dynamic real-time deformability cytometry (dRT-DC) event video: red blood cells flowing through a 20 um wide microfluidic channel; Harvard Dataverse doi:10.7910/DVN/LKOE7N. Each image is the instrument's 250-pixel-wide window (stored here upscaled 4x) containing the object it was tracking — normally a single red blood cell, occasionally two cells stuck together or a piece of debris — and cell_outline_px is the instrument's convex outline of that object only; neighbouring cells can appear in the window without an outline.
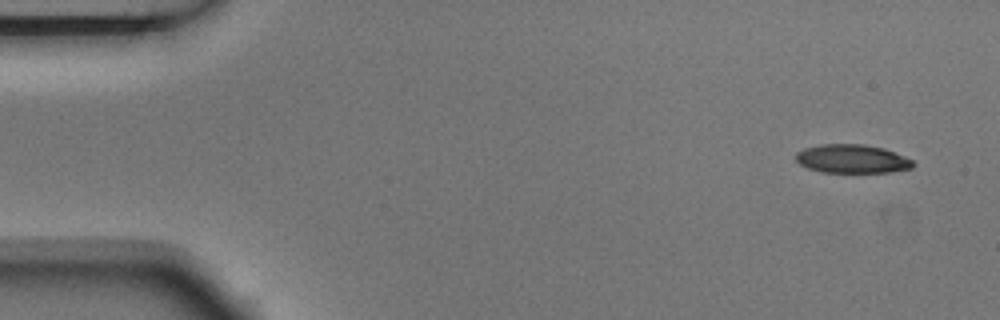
{"species": "Egyptian fruit bat (a non-hibernating species)", "species_latin": "Rousettus aegyptiacus", "temperature_condition": "room temperature", "stored_images_in_passage": 7, "camera_frame_rate_fps": 3000, "um_per_image_px": 0.085, "animal": {"sex": "male"}, "frame": {"image": 1, "passage_image": 1, "time_ms": 0.0, "image_size_px": [1000, 320], "cell_outline_px": [[916, 164], [912, 168], [888, 172], [820, 172], [808, 168], [800, 164], [796, 160], [796, 152], [804, 148], [820, 144], [864, 144], [884, 148], [904, 156], [912, 160]], "centroid_in_image_um": [72.42, 13.49], "position_along_channel_um": 12.6, "area_um2": 19.59}}
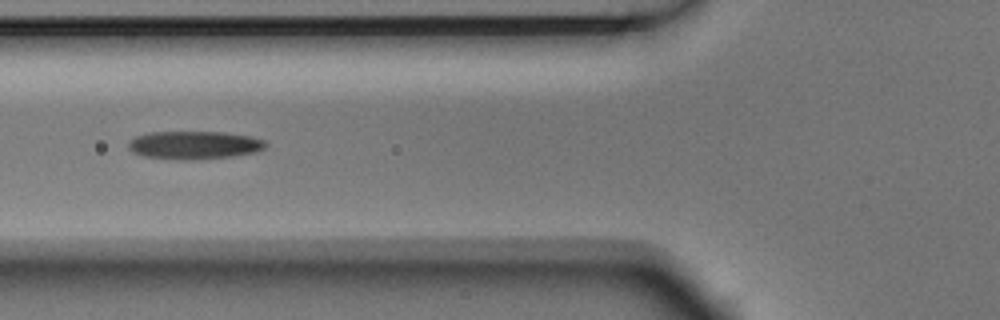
{"frame": {"image": 2, "passage_image": 6, "time_ms": 1.667, "image_size_px": [1000, 320], "cell_outline_px": [[268, 144], [264, 148], [256, 152], [232, 156], [188, 160], [180, 160], [144, 156], [132, 152], [128, 148], [128, 144], [136, 136], [148, 132], [228, 132], [252, 136], [264, 140]], "centroid_in_image_um": [16.53, 12.32], "position_along_channel_um": 109.3, "area_um2": 22.54}}
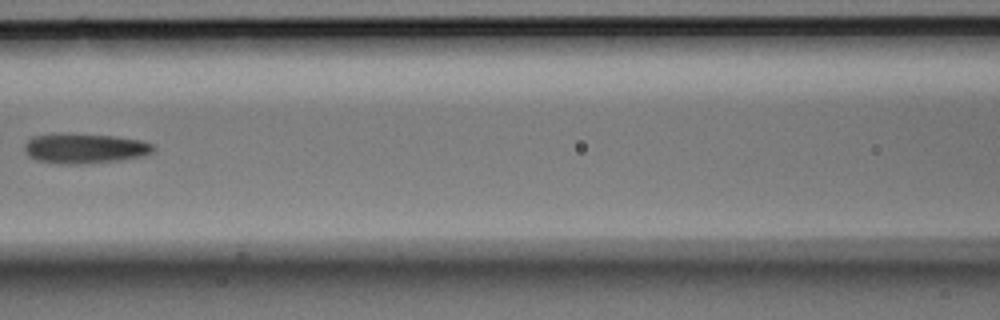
{"frame": {"image": 3, "passage_image": 7, "time_ms": 2.0, "image_size_px": [1000, 320], "cell_outline_px": [[156, 148], [152, 152], [144, 156], [120, 160], [76, 164], [64, 164], [36, 160], [28, 156], [24, 148], [24, 144], [32, 136], [60, 132], [64, 132], [112, 136], [140, 140], [152, 144]], "centroid_in_image_um": [7.16, 12.59], "position_along_channel_um": 159.4, "area_um2": 22.72}}